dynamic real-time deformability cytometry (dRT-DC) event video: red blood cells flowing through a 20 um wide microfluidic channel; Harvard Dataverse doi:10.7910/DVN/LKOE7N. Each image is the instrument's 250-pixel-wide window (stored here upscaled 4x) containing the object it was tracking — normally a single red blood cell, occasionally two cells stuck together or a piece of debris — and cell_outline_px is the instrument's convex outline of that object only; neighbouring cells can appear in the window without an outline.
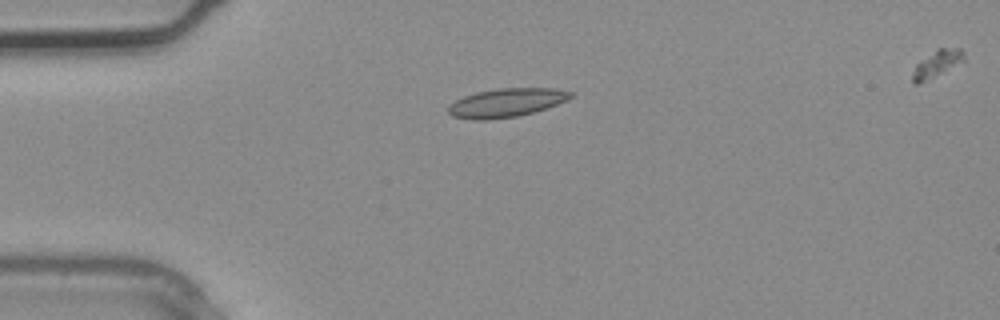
{"species": "common noctule bat (a hibernating species)", "species_latin": "Nyctalus noctula", "temperature_condition": "warm", "stored_images_in_passage": 2, "camera_frame_rate_fps": 3000, "um_per_image_px": 0.085, "animal": {"sex": "male", "body_mass_g": 20.4}, "frame": {"image": 1, "passage_image": 1, "time_ms": 0.0, "image_size_px": [1000, 320], "cell_outline_px": [[572, 96], [568, 100], [532, 112], [516, 116], [488, 120], [472, 120], [452, 116], [448, 112], [448, 108], [456, 100], [464, 96], [476, 92], [500, 88], [552, 88], [572, 92]], "centroid_in_image_um": [43.01, 8.73], "position_along_channel_um": 42.0, "area_um2": 20.17}}